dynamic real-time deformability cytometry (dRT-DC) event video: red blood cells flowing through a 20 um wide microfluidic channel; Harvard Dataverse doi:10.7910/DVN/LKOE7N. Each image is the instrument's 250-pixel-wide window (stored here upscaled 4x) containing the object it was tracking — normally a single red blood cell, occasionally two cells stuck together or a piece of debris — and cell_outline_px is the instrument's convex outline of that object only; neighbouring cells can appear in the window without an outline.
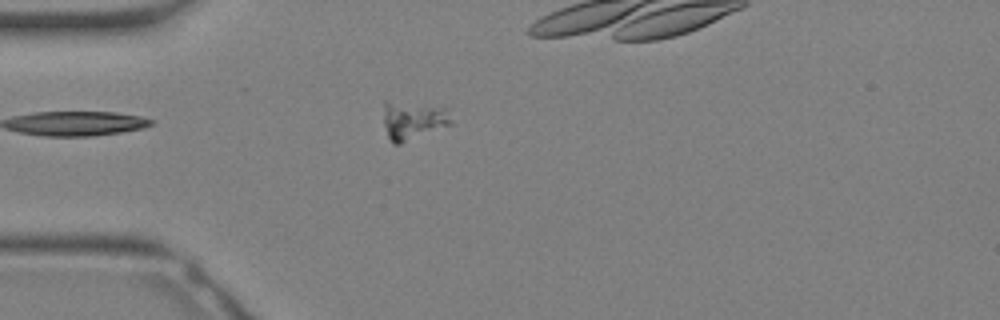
{"species": "Egyptian fruit bat (a non-hibernating species)", "species_latin": "Rousettus aegyptiacus", "temperature_condition": "warm", "stored_images_in_passage": 31, "camera_frame_rate_fps": 3000, "um_per_image_px": 0.085, "animal": {"sex": "female"}, "frame": {"image": 1, "passage_image": 7, "time_ms": 2.0, "image_size_px": [1000, 320], "cell_outline_px": [[452, 124], [400, 144], [392, 144], [388, 140], [384, 124], [384, 100], [444, 108], [452, 120]], "centroid_in_image_um": [35.05, 10.26], "position_along_channel_um": 50.0, "area_um2": 14.91}}
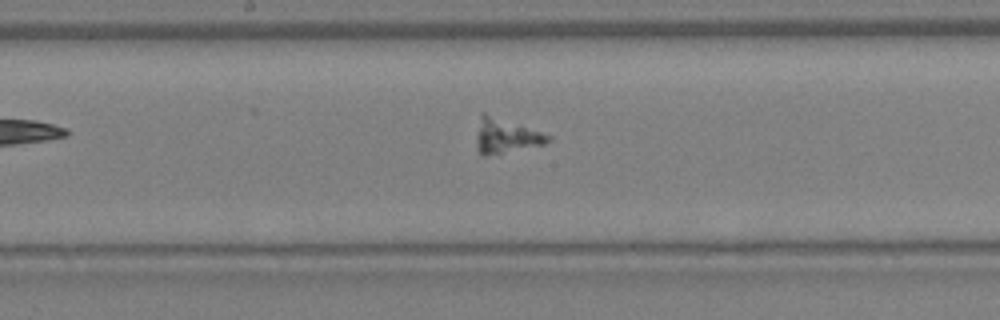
{"frame": {"image": 2, "passage_image": 15, "time_ms": 4.667, "image_size_px": [1000, 320], "cell_outline_px": [[552, 140], [544, 144], [484, 156], [480, 156], [476, 148], [476, 132], [480, 112], [484, 112], [552, 136]], "centroid_in_image_um": [42.93, 11.54], "position_along_channel_um": 205.3, "area_um2": 14.45}}
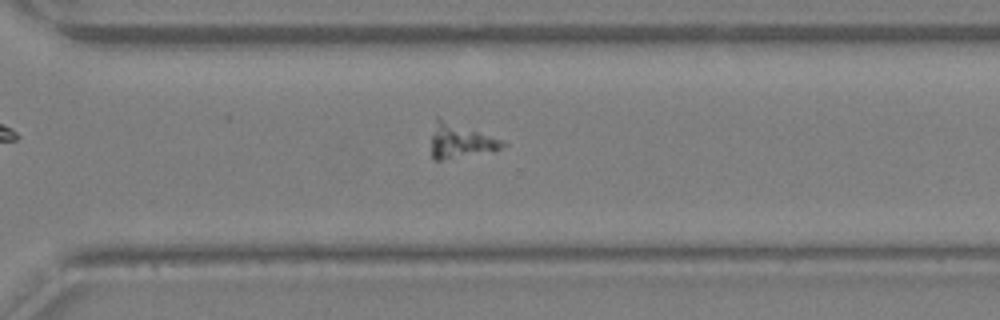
{"frame": {"image": 3, "passage_image": 21, "time_ms": 6.667, "image_size_px": [1000, 320], "cell_outline_px": [[508, 144], [492, 152], [440, 160], [432, 160], [432, 136], [436, 120], [440, 120], [500, 140]], "centroid_in_image_um": [39.13, 12.08], "position_along_channel_um": 331.5, "area_um2": 13.24}}